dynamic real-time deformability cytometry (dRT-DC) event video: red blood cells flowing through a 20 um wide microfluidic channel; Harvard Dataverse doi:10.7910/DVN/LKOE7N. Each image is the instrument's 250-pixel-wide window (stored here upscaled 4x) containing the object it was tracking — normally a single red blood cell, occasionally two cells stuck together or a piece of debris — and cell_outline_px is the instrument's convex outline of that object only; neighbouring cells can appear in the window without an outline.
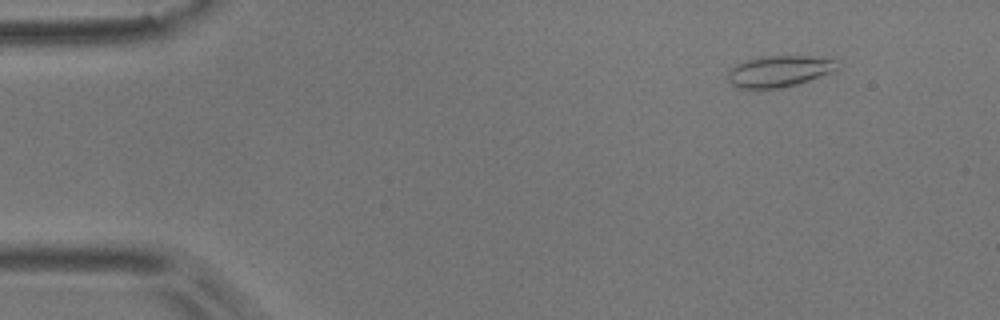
{"species": "common noctule bat (a hibernating species)", "species_latin": "Nyctalus noctula", "temperature_condition": "room temperature", "stored_images_in_passage": 4, "camera_frame_rate_fps": 3000, "um_per_image_px": 0.085, "animal": {"sex": "male", "body_mass_g": 17.9}, "frame": {"image": 1, "passage_image": 2, "time_ms": 0.333, "image_size_px": [1000, 320], "cell_outline_px": [[840, 60], [836, 68], [832, 72], [796, 84], [780, 88], [736, 88], [728, 80], [728, 72], [736, 64], [748, 60], [768, 56], [808, 56]], "centroid_in_image_um": [66.23, 6.05], "position_along_channel_um": 18.8, "area_um2": 19.65}}